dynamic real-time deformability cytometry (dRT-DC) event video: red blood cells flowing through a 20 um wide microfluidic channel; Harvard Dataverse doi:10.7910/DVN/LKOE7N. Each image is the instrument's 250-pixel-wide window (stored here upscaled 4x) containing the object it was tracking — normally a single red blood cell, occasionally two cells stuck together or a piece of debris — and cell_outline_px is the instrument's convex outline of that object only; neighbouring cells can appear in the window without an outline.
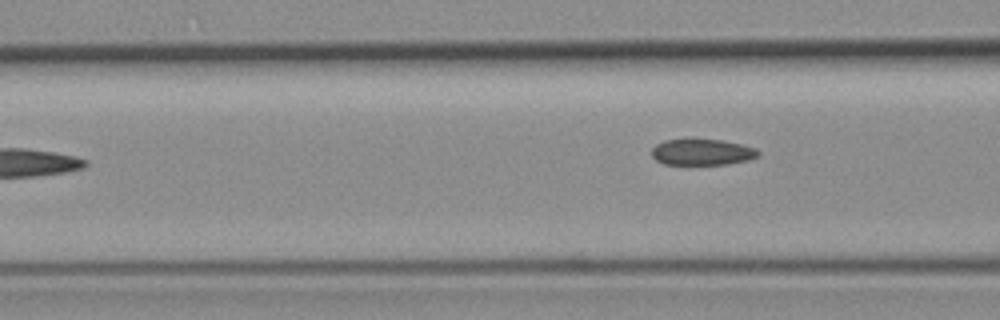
{"species": "common noctule bat (a hibernating species)", "species_latin": "Nyctalus noctula", "temperature_condition": "room temperature", "stored_images_in_passage": 4, "camera_frame_rate_fps": 3000, "um_per_image_px": 0.085, "animal": {"sex": "female", "body_mass_g": 19.3, "forearm_length_mm": 54.1}, "frame": {"image": 1, "passage_image": 4, "time_ms": 3.667, "image_size_px": [1000, 320], "cell_outline_px": [[760, 156], [748, 160], [728, 164], [664, 164], [656, 160], [652, 156], [652, 148], [656, 144], [664, 140], [692, 136], [720, 140], [740, 144], [756, 148], [760, 152]], "centroid_in_image_um": [59.65, 12.88], "position_along_channel_um": 106.9, "area_um2": 16.88}}